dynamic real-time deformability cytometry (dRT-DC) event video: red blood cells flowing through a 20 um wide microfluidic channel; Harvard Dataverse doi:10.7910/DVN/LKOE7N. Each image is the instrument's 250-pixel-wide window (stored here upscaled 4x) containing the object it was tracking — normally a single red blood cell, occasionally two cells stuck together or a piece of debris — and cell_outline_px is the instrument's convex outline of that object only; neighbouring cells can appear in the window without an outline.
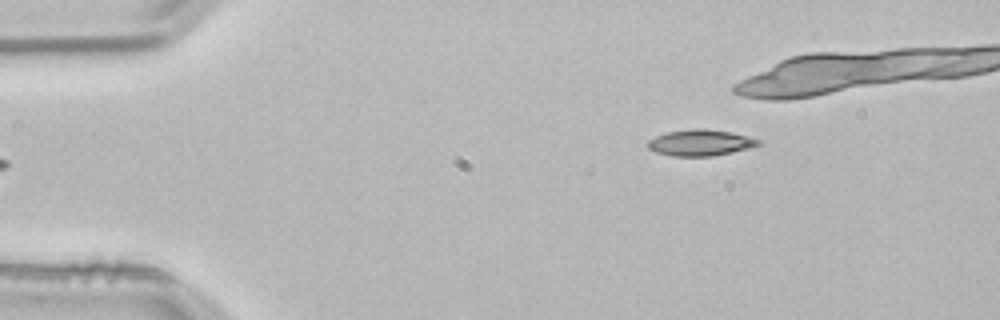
{"species": "common noctule bat (a hibernating species)", "species_latin": "Nyctalus noctula", "temperature_condition": "room temperature", "stored_images_in_passage": 3, "camera_frame_rate_fps": 3000, "um_per_image_px": 0.085, "animal": {"sex": "male", "body_mass_g": 21.5, "forearm_length_mm": 52.0}, "frame": {"image": 1, "passage_image": 3, "time_ms": 0.667, "image_size_px": [1000, 320], "cell_outline_px": [[760, 144], [748, 148], [732, 152], [712, 156], [672, 156], [656, 152], [648, 148], [648, 140], [656, 136], [668, 132], [696, 128], [704, 128], [732, 132], [748, 136], [760, 140]], "centroid_in_image_um": [59.53, 12.12], "position_along_channel_um": 25.5, "area_um2": 16.76}}